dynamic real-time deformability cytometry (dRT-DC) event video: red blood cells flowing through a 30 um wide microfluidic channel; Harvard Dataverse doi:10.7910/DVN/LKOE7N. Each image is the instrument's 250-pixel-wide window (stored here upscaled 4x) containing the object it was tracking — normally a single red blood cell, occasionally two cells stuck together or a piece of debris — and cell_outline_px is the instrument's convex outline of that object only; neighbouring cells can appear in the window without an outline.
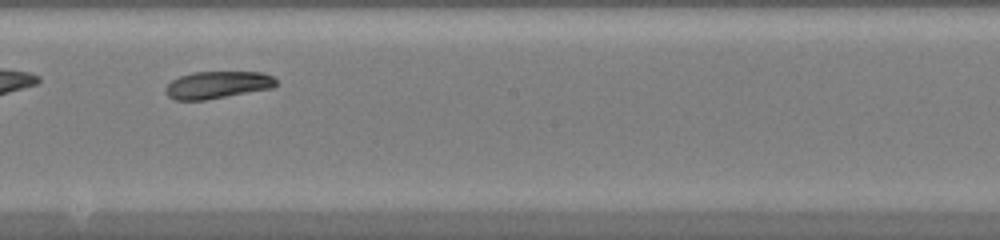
{"species": "common noctule bat (a hibernating species)", "species_latin": "Nyctalus noctula", "temperature_condition": "warm", "stored_images_in_passage": 26, "camera_frame_rate_fps": 3000, "um_per_image_px": 0.085, "animal": {"sex": "female", "body_mass_g": 20.0, "forearm_length_mm": 54.0}, "frame": {"image": 1, "passage_image": 12, "time_ms": 3.667, "image_size_px": [1000, 240], "cell_outline_px": [[276, 84], [272, 88], [204, 100], [176, 100], [168, 96], [164, 92], [164, 88], [172, 80], [180, 76], [192, 72], [260, 72], [272, 76], [276, 80]], "centroid_in_image_um": [18.44, 7.21], "position_along_channel_um": 229.8, "area_um2": 17.46}}
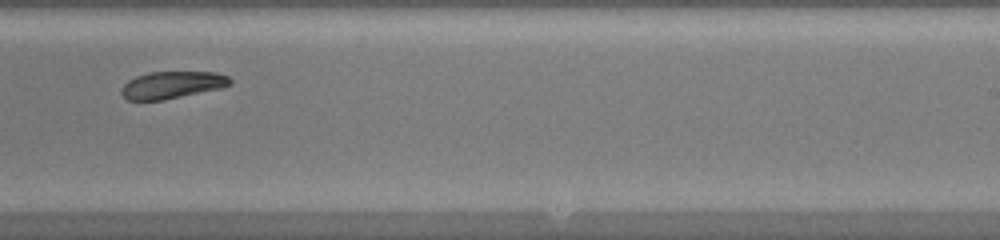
{"frame": {"image": 2, "passage_image": 15, "time_ms": 4.667, "image_size_px": [1000, 240], "cell_outline_px": [[232, 84], [220, 88], [164, 100], [128, 100], [120, 92], [120, 88], [128, 80], [136, 76], [148, 72], [216, 72], [228, 76], [232, 80]], "centroid_in_image_um": [14.62, 7.21], "position_along_channel_um": 274.4, "area_um2": 17.22}}